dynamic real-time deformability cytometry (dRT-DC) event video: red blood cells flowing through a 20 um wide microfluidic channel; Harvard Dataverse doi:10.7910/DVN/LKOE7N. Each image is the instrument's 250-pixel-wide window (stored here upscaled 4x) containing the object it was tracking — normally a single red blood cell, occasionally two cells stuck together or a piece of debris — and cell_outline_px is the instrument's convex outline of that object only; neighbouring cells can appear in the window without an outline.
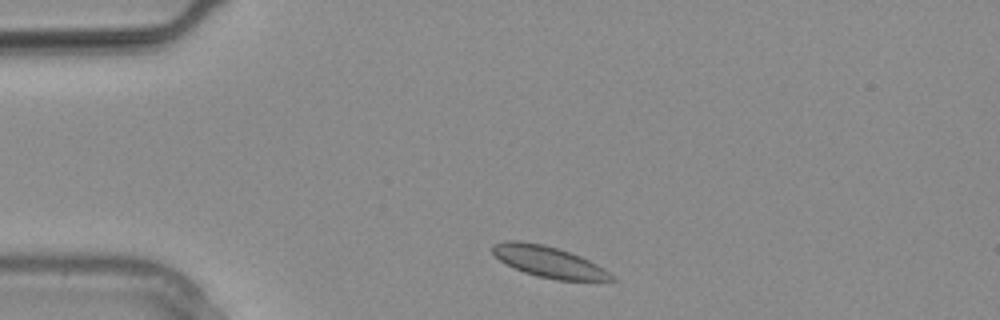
{"species": "common noctule bat (a hibernating species)", "species_latin": "Nyctalus noctula", "temperature_condition": "warm", "stored_images_in_passage": 5, "camera_frame_rate_fps": 3000, "um_per_image_px": 0.085, "animal": {"sex": "male", "body_mass_g": 20.4}, "frame": {"image": 1, "passage_image": 1, "time_ms": 0.0, "image_size_px": [1000, 320], "cell_outline_px": [[616, 280], [556, 280], [536, 276], [524, 272], [500, 260], [492, 252], [492, 244], [508, 240], [520, 240], [544, 244], [580, 256], [604, 268]], "centroid_in_image_um": [46.6, 22.24], "position_along_channel_um": 38.4, "area_um2": 21.27}}